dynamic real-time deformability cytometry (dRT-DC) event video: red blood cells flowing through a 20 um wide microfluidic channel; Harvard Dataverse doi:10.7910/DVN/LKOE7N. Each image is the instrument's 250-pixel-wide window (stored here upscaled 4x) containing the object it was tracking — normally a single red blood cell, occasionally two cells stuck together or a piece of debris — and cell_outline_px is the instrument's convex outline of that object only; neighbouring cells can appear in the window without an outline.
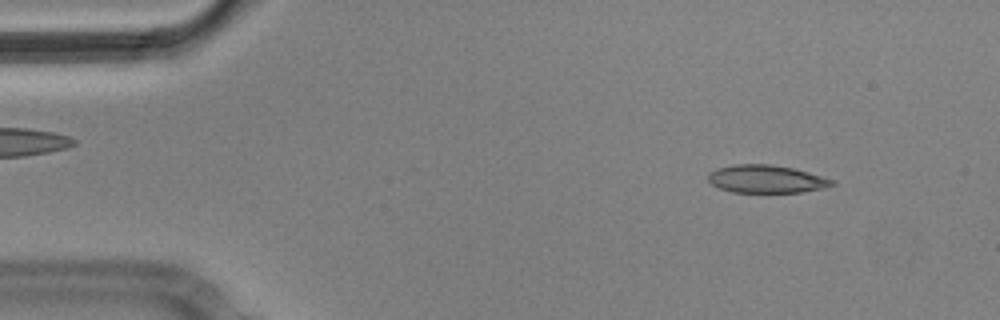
{"species": "Egyptian fruit bat (a non-hibernating species)", "species_latin": "Rousettus aegyptiacus", "temperature_condition": "cold", "stored_images_in_passage": 7, "camera_frame_rate_fps": 3000, "um_per_image_px": 0.085, "animal": {"sex": "male"}, "frame": {"image": 1, "passage_image": 1, "time_ms": 0.0, "image_size_px": [1000, 320], "cell_outline_px": [[836, 184], [824, 188], [800, 192], [732, 192], [720, 188], [712, 184], [708, 180], [708, 172], [716, 168], [736, 164], [772, 164], [792, 168], [808, 172], [832, 180]], "centroid_in_image_um": [65.09, 15.21], "position_along_channel_um": 19.9, "area_um2": 20.0}}
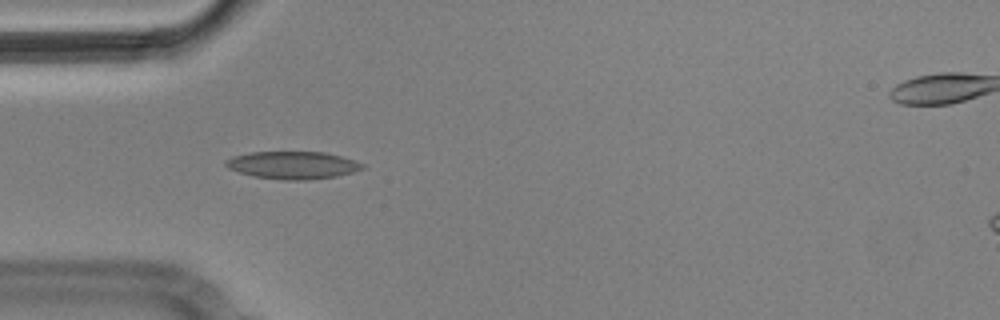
{"frame": {"image": 2, "passage_image": 4, "time_ms": 1.0, "image_size_px": [1000, 320], "cell_outline_px": [[364, 168], [352, 172], [336, 176], [304, 180], [284, 180], [252, 176], [228, 168], [224, 164], [224, 160], [232, 156], [252, 152], [324, 152], [340, 156], [364, 164]], "centroid_in_image_um": [24.84, 14.03], "position_along_channel_um": 60.2, "area_um2": 21.79}}
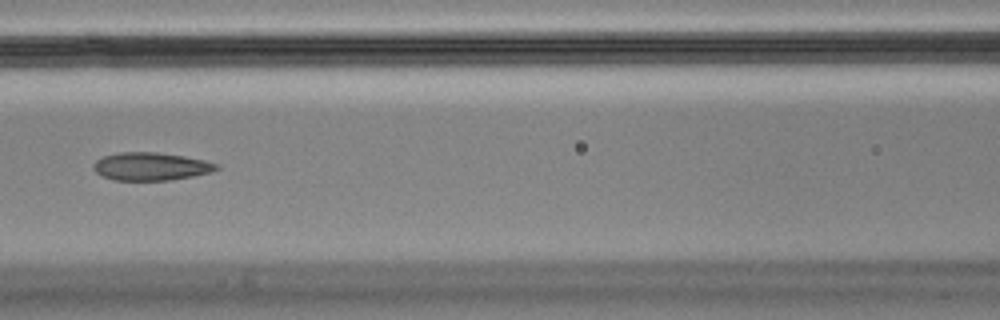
{"frame": {"image": 3, "passage_image": 6, "time_ms": 1.667, "image_size_px": [1000, 320], "cell_outline_px": [[220, 168], [212, 172], [192, 176], [168, 180], [116, 180], [104, 176], [96, 172], [92, 168], [92, 164], [96, 160], [104, 156], [120, 152], [156, 152], [184, 156], [204, 160], [220, 164]], "centroid_in_image_um": [12.84, 14.14], "position_along_channel_um": 153.8, "area_um2": 20.0}}